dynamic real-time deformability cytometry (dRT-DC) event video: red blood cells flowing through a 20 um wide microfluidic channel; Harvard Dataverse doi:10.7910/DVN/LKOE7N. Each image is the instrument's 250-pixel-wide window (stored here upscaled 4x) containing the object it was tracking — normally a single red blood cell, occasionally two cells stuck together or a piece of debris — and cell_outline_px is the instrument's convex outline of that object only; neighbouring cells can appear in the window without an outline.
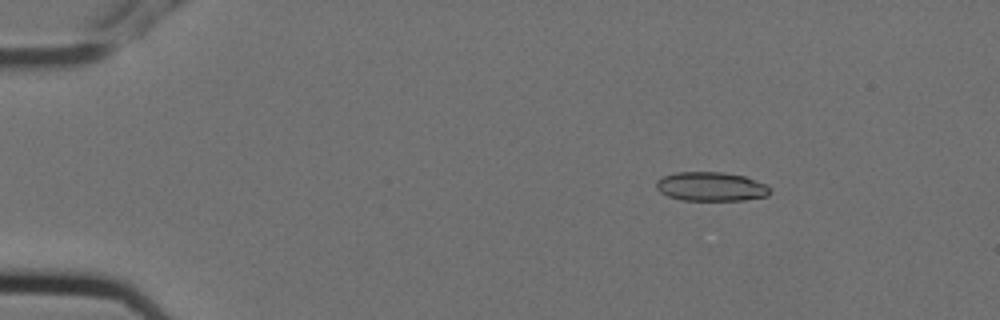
{"species": "Egyptian fruit bat (a non-hibernating species)", "species_latin": "Rousettus aegyptiacus", "temperature_condition": "cold", "stored_images_in_passage": 3, "camera_frame_rate_fps": 3000, "um_per_image_px": 0.085, "animal": {"sex": "female"}, "frame": {"image": 1, "passage_image": 1, "time_ms": 0.0, "image_size_px": [1000, 320], "cell_outline_px": [[768, 196], [744, 200], [680, 200], [668, 196], [660, 192], [656, 188], [656, 180], [664, 176], [676, 172], [724, 172], [744, 176], [764, 184], [768, 188]], "centroid_in_image_um": [60.38, 15.86], "position_along_channel_um": 24.6, "area_um2": 19.13}}